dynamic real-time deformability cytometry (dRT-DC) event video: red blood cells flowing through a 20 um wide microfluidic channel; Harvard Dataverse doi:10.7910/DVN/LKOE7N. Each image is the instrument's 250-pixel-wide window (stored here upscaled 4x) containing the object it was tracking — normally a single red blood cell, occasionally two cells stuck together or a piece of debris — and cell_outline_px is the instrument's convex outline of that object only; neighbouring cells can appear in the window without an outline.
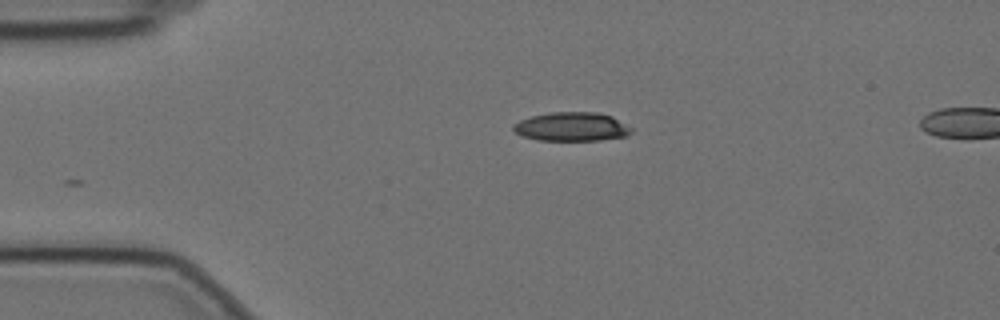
{"species": "Egyptian fruit bat (a non-hibernating species)", "species_latin": "Rousettus aegyptiacus", "temperature_condition": "cold", "stored_images_in_passage": 37, "camera_frame_rate_fps": 3000, "um_per_image_px": 0.085, "animal": {"sex": "female"}, "frame": {"image": 1, "passage_image": 1, "time_ms": 0.0, "image_size_px": [1000, 320], "cell_outline_px": [[632, 132], [628, 136], [600, 140], [540, 140], [520, 136], [512, 128], [512, 124], [520, 120], [532, 116], [548, 112], [596, 112], [612, 116], [632, 128]], "centroid_in_image_um": [48.59, 10.77], "position_along_channel_um": 36.4, "area_um2": 19.94}}
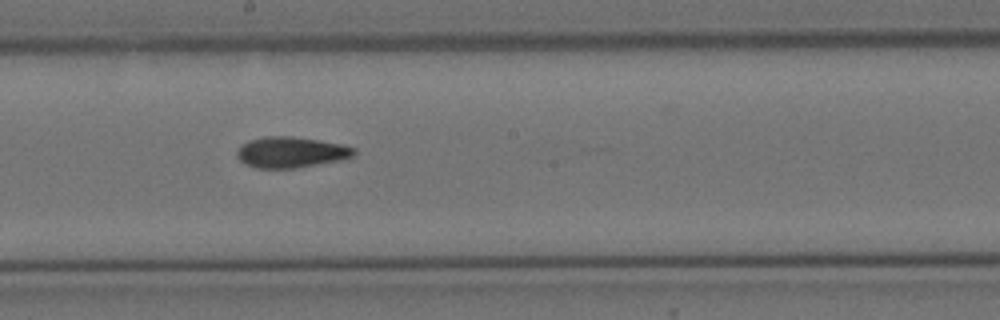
{"frame": {"image": 2, "passage_image": 20, "time_ms": 6.333, "image_size_px": [1000, 320], "cell_outline_px": [[356, 156], [340, 160], [296, 168], [256, 168], [244, 164], [236, 156], [236, 152], [240, 144], [248, 140], [264, 136], [292, 136], [320, 140], [344, 144], [356, 148]], "centroid_in_image_um": [24.74, 12.93], "position_along_channel_um": 223.5, "area_um2": 21.44}}
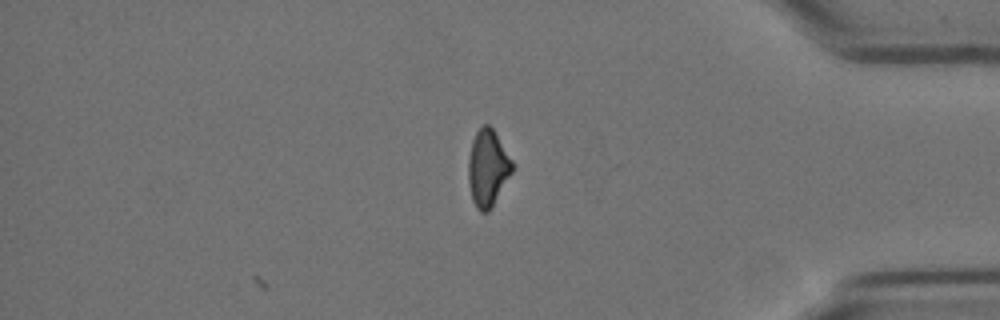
{"frame": {"image": 3, "passage_image": 37, "time_ms": 12.0, "image_size_px": [1000, 320], "cell_outline_px": [[512, 172], [492, 208], [488, 212], [480, 212], [476, 208], [472, 200], [468, 184], [468, 156], [472, 140], [476, 132], [484, 124], [488, 124], [492, 128], [512, 160]], "centroid_in_image_um": [41.43, 14.32], "position_along_channel_um": 393.8, "area_um2": 19.65}, "authors_computed_cell_mechanics": {"area_um2": 20.6346, "velocity_mm_per_s": 3.4941, "shape_relaxation_time_tau1_ms": 9.4196, "shape_relaxation_time_tau2_ms": 2.7385, "deformation_change_tau1": 0.1912, "deformation_change_tau2": 0.086}}